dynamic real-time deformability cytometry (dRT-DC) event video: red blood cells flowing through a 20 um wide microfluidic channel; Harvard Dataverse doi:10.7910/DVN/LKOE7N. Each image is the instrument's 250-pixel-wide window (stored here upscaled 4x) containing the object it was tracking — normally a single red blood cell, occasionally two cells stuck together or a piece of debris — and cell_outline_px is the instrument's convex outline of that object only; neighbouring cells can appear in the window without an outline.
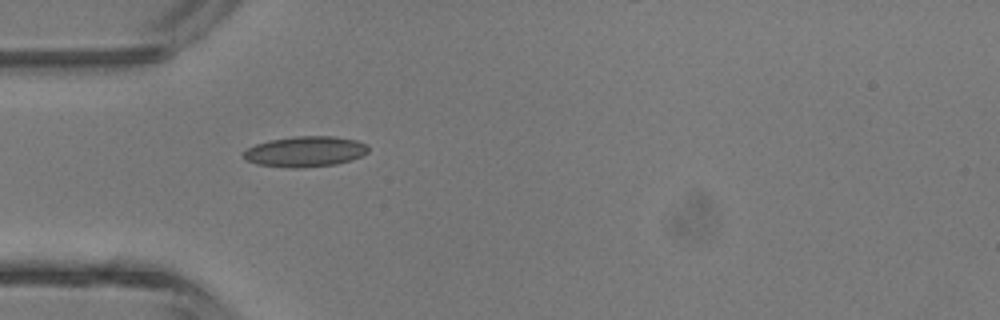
{"species": "common noctule bat (a hibernating species)", "species_latin": "Nyctalus noctula", "temperature_condition": "room temperature", "stored_images_in_passage": 1, "camera_frame_rate_fps": 3000, "um_per_image_px": 0.085, "animal": {"sex": "male", "body_mass_g": 13.3}, "frame": {"image": 1, "passage_image": 1, "time_ms": 0.0, "image_size_px": [1000, 320], "cell_outline_px": [[368, 152], [352, 160], [336, 164], [300, 168], [296, 168], [256, 164], [248, 160], [244, 156], [244, 152], [248, 148], [256, 144], [272, 140], [292, 136], [332, 136], [356, 140], [368, 144]], "centroid_in_image_um": [25.99, 12.88], "position_along_channel_um": 59.0, "area_um2": 22.02}}